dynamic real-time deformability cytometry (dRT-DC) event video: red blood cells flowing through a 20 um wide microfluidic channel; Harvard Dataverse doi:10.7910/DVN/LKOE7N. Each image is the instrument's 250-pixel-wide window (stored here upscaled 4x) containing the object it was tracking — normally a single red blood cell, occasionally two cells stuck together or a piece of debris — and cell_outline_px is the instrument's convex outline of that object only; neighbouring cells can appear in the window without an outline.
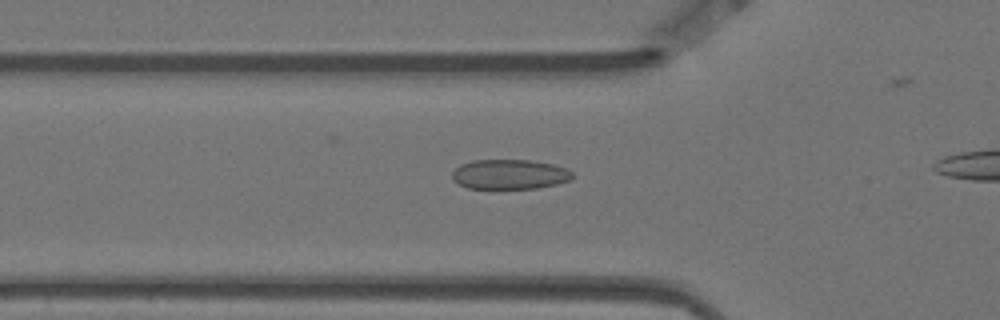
{"species": "Egyptian fruit bat (a non-hibernating species)", "species_latin": "Rousettus aegyptiacus", "temperature_condition": "warm", "stored_images_in_passage": 37, "camera_frame_rate_fps": 3000, "um_per_image_px": 0.085, "animal": {"sex": "female"}, "frame": {"image": 1, "passage_image": 10, "time_ms": 3.0, "image_size_px": [1000, 320], "cell_outline_px": [[572, 176], [568, 180], [556, 184], [536, 188], [468, 188], [452, 180], [452, 172], [460, 164], [472, 160], [532, 160], [552, 164], [564, 168], [572, 172]], "centroid_in_image_um": [43.27, 14.81], "position_along_channel_um": 82.5, "area_um2": 20.69}}
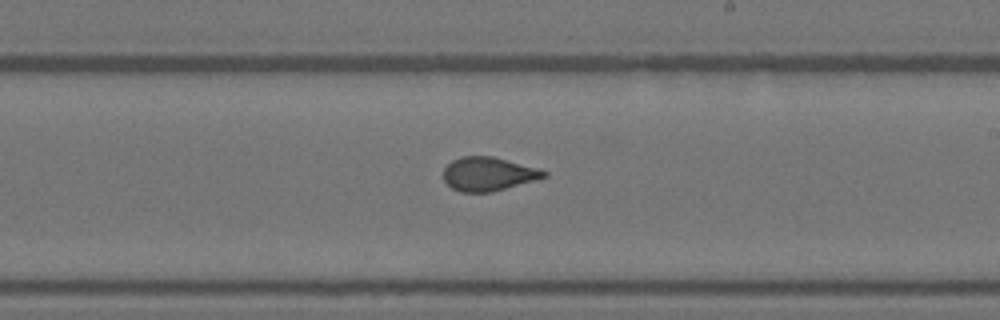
{"frame": {"image": 2, "passage_image": 24, "time_ms": 7.667, "image_size_px": [1000, 320], "cell_outline_px": [[548, 176], [536, 180], [492, 192], [460, 192], [452, 188], [444, 180], [444, 168], [452, 160], [460, 156], [492, 156], [540, 168], [548, 172]], "centroid_in_image_um": [41.53, 14.78], "position_along_channel_um": 247.5, "area_um2": 19.88}}
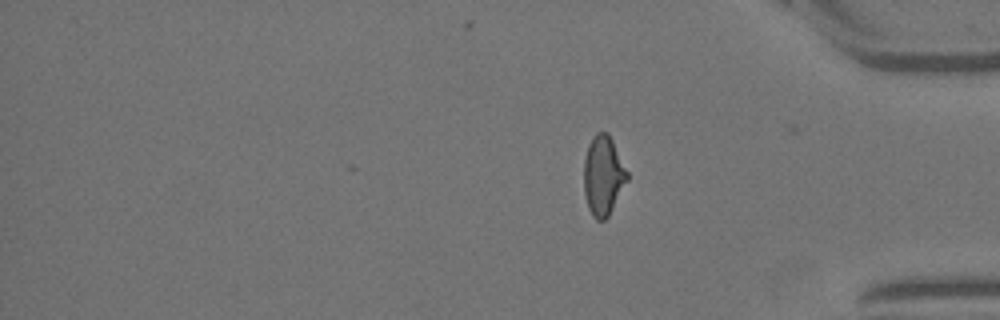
{"frame": {"image": 3, "passage_image": 37, "time_ms": 12.0, "image_size_px": [1000, 320], "cell_outline_px": [[628, 180], [608, 216], [604, 220], [596, 220], [592, 216], [588, 208], [584, 192], [584, 160], [588, 144], [592, 136], [596, 132], [608, 132], [628, 172]], "centroid_in_image_um": [51.26, 14.91], "position_along_channel_um": 383.9, "area_um2": 20.11}, "authors_computed_cell_mechanics": {"area_um2": 20.1144, "velocity_mm_per_s": 3.5134, "shape_relaxation_time_tau1_ms": 4.3214, "shape_relaxation_time_tau2_ms": 1.2488, "deformation_change_tau1": 0.132, "deformation_change_tau2": 0.0714}}